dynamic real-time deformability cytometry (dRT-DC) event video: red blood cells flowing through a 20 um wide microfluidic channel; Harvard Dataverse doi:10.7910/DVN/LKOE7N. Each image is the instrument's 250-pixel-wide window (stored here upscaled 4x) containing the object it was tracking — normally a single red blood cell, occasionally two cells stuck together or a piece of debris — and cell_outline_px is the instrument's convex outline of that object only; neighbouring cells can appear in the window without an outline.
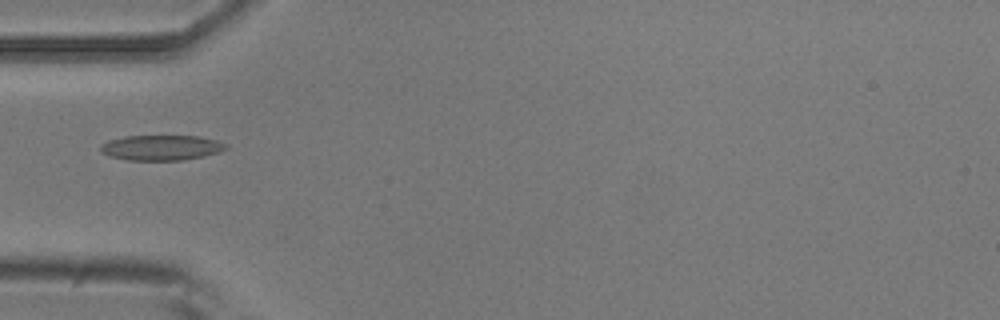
{"species": "common noctule bat (a hibernating species)", "species_latin": "Nyctalus noctula", "temperature_condition": "room temperature", "stored_images_in_passage": 6, "camera_frame_rate_fps": 3000, "um_per_image_px": 0.085, "animal": {"sex": "male", "body_mass_g": 20.5, "forearm_length_mm": 52.5}, "frame": {"image": 1, "passage_image": 6, "time_ms": 5.333, "image_size_px": [1000, 320], "cell_outline_px": [[228, 148], [220, 152], [204, 156], [184, 160], [128, 160], [112, 156], [100, 152], [100, 144], [108, 140], [124, 136], [200, 136], [216, 140], [228, 144]], "centroid_in_image_um": [13.73, 12.54], "position_along_channel_um": 71.3, "area_um2": 18.55}}